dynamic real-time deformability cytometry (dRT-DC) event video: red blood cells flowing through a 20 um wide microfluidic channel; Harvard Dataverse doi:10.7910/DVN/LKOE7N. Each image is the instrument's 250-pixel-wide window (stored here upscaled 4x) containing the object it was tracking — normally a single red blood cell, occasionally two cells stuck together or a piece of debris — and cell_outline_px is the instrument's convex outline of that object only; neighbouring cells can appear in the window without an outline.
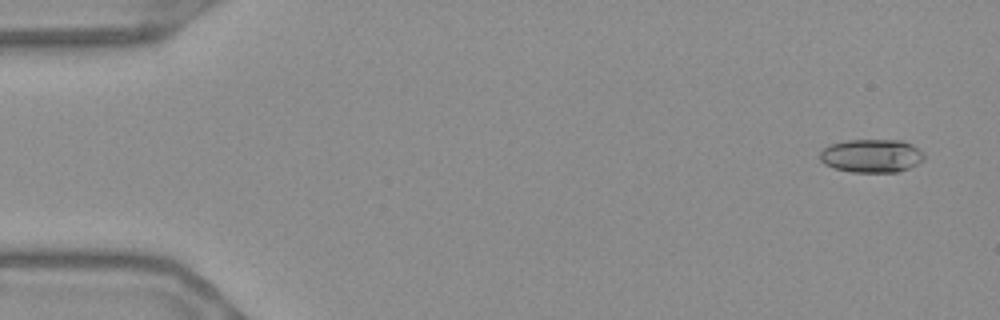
{"species": "Egyptian fruit bat (a non-hibernating species)", "species_latin": "Rousettus aegyptiacus", "temperature_condition": "warm", "stored_images_in_passage": 56, "camera_frame_rate_fps": 3000, "um_per_image_px": 0.085, "frame": {"image": 1, "passage_image": 3, "time_ms": 0.667, "image_size_px": [1000, 320], "cell_outline_px": [[924, 160], [908, 168], [896, 172], [852, 172], [832, 168], [824, 164], [820, 160], [820, 152], [824, 148], [832, 144], [848, 140], [900, 140], [912, 144], [924, 152]], "centroid_in_image_um": [74.08, 13.25], "position_along_channel_um": 10.9, "area_um2": 20.29}}
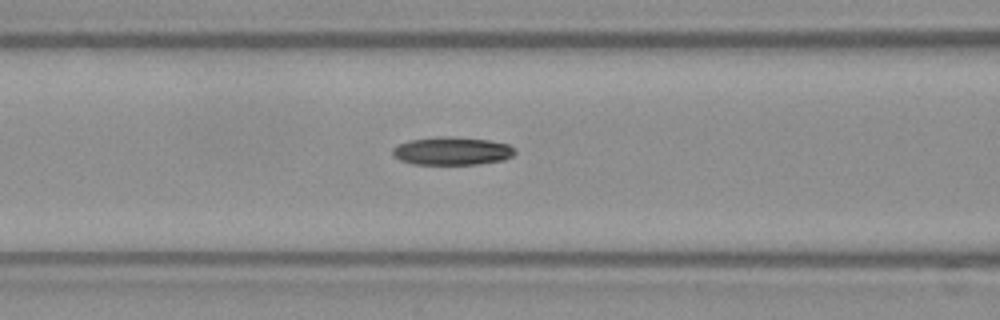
{"frame": {"image": 2, "passage_image": 23, "time_ms": 7.333, "image_size_px": [1000, 320], "cell_outline_px": [[516, 152], [512, 156], [504, 160], [480, 164], [412, 164], [400, 160], [392, 156], [392, 148], [396, 144], [408, 140], [436, 136], [452, 136], [488, 140], [508, 144], [516, 148]], "centroid_in_image_um": [38.4, 12.82], "position_along_channel_um": 128.2, "area_um2": 20.4}}
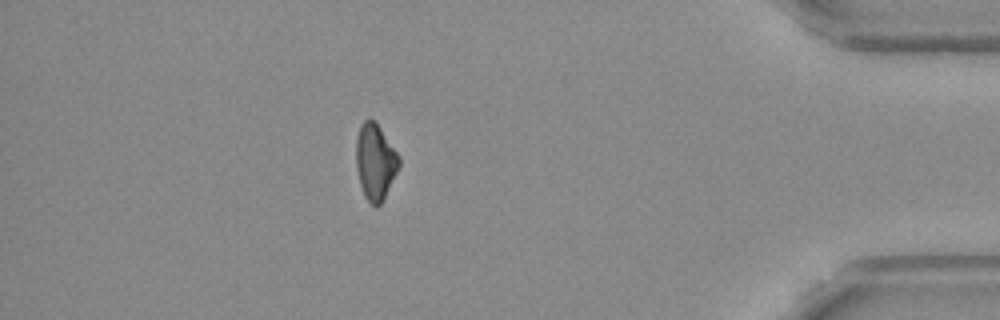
{"frame": {"image": 3, "passage_image": 49, "time_ms": 16.0, "image_size_px": [1000, 320], "cell_outline_px": [[400, 164], [384, 200], [376, 208], [364, 196], [360, 184], [356, 168], [356, 140], [360, 124], [368, 116], [380, 128], [400, 156]], "centroid_in_image_um": [31.89, 13.76], "position_along_channel_um": 403.3, "area_um2": 19.07}, "authors_computed_cell_mechanics": {"area_um2": 19.8254, "velocity_mm_per_s": 3.6897, "shape_relaxation_time_tau1_ms": 7.5954, "shape_relaxation_time_tau2_ms": null, "deformation_change_tau1": 0.1821, "deformation_change_tau2": null}}